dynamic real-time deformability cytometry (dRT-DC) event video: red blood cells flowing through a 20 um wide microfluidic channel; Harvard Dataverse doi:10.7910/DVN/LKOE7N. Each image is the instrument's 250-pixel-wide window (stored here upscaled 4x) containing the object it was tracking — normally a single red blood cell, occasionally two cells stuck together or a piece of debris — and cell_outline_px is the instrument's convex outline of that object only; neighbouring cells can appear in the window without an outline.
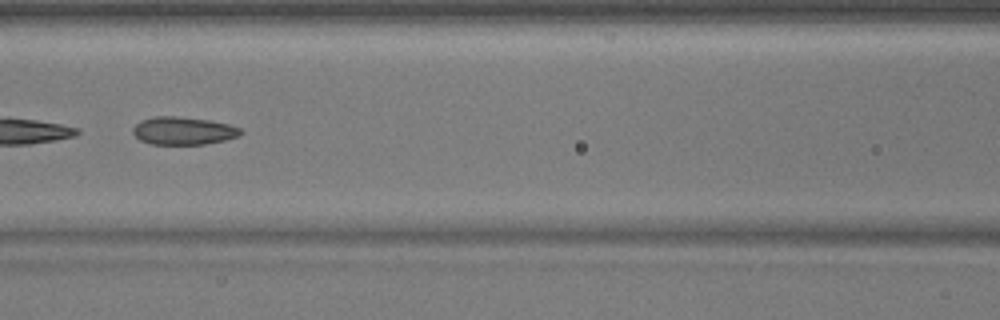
{"species": "common noctule bat (a hibernating species)", "species_latin": "Nyctalus noctula", "temperature_condition": "warm", "stored_images_in_passage": 29, "camera_frame_rate_fps": 3000, "um_per_image_px": 0.085, "animal": {"sex": "male", "body_mass_g": 17.9}, "frame": {"image": 1, "passage_image": 21, "time_ms": 6.667, "image_size_px": [1000, 320], "cell_outline_px": [[244, 132], [240, 136], [224, 140], [204, 144], [152, 144], [140, 140], [132, 132], [132, 128], [140, 120], [152, 116], [176, 116], [212, 120], [228, 124], [240, 128]], "centroid_in_image_um": [15.58, 11.1], "position_along_channel_um": 151.0, "area_um2": 17.63}}